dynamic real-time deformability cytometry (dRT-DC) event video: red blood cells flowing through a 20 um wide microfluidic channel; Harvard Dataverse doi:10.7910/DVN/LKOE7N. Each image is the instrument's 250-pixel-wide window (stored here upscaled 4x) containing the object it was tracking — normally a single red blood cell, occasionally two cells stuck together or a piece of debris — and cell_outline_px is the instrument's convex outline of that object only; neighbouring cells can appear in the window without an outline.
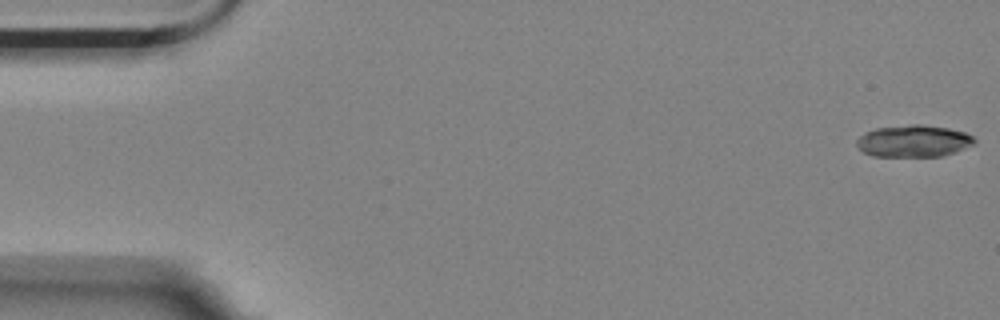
{"species": "Egyptian fruit bat (a non-hibernating species)", "species_latin": "Rousettus aegyptiacus", "temperature_condition": "room temperature", "stored_images_in_passage": 5, "camera_frame_rate_fps": 3000, "um_per_image_px": 0.085, "animal": {"sex": "female"}, "frame": {"image": 1, "passage_image": 1, "time_ms": 0.0, "image_size_px": [1000, 320], "cell_outline_px": [[976, 144], [956, 152], [944, 156], [872, 156], [864, 152], [856, 144], [856, 140], [864, 132], [876, 128], [912, 124], [920, 124], [948, 128], [964, 132], [972, 136], [976, 140]], "centroid_in_image_um": [77.68, 11.99], "position_along_channel_um": 7.3, "area_um2": 22.02}}
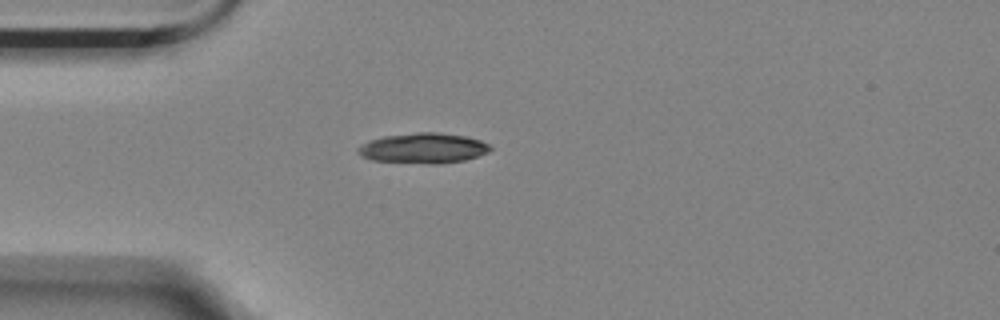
{"frame": {"image": 2, "passage_image": 4, "time_ms": 1.0, "image_size_px": [1000, 320], "cell_outline_px": [[492, 148], [488, 152], [464, 160], [432, 164], [372, 160], [356, 152], [356, 148], [372, 140], [384, 136], [416, 132], [440, 132], [468, 136], [480, 140], [488, 144]], "centroid_in_image_um": [36.0, 12.58], "position_along_channel_um": 49.0, "area_um2": 23.12}}